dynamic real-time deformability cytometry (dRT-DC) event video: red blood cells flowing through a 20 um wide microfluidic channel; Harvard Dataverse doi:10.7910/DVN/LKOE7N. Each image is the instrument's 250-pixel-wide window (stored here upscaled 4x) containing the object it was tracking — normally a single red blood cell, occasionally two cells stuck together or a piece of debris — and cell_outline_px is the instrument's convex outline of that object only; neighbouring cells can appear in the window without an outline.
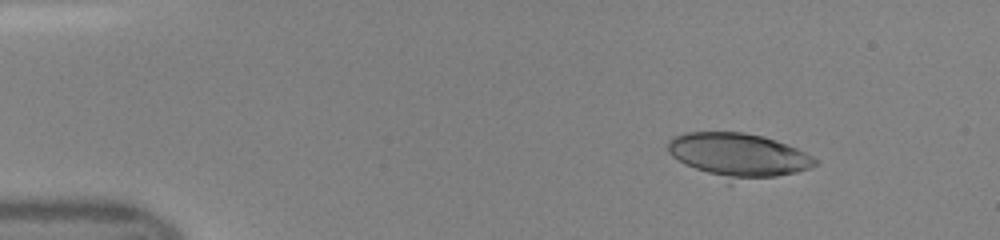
{"species": "human", "species_latin": "Homo sapiens", "temperature_condition": "room temperature", "stored_images_in_passage": 35, "camera_frame_rate_fps": 3000, "um_per_image_px": 0.085, "donor": {"sex": "female"}, "frame": {"image": 1, "passage_image": 1, "time_ms": 0.0, "image_size_px": [1000, 240], "cell_outline_px": [[820, 160], [816, 164], [808, 168], [796, 172], [776, 176], [728, 184], [684, 164], [672, 156], [668, 152], [668, 140], [684, 132], [744, 132], [764, 136], [776, 140], [796, 148]], "centroid_in_image_um": [62.72, 13.23], "position_along_channel_um": 22.3, "area_um2": 38.44}}
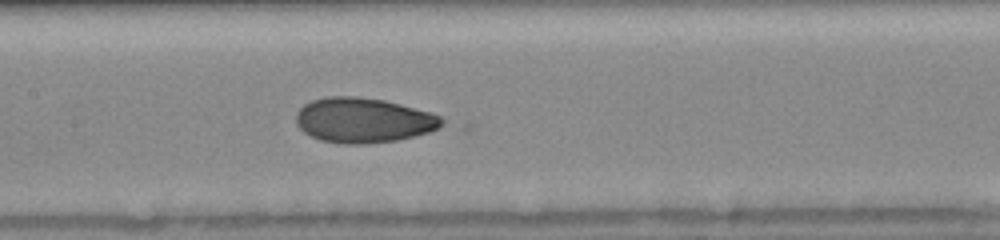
{"frame": {"image": 2, "passage_image": 18, "time_ms": 5.667, "image_size_px": [1000, 240], "cell_outline_px": [[448, 124], [440, 128], [416, 136], [400, 140], [364, 144], [344, 144], [320, 140], [304, 132], [296, 124], [296, 112], [304, 104], [312, 100], [328, 96], [356, 96], [384, 100], [432, 112], [440, 116]], "centroid_in_image_um": [30.93, 10.22], "position_along_channel_um": 176.5, "area_um2": 38.61}}
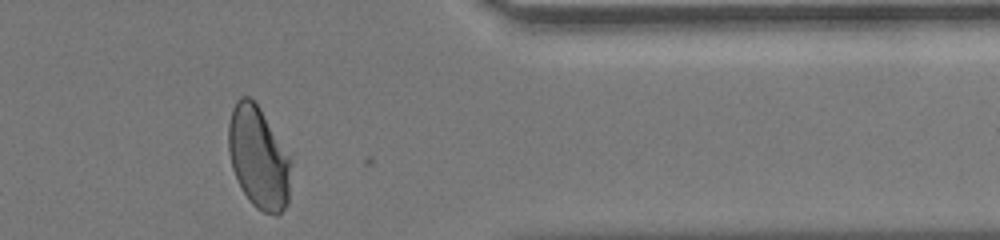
{"frame": {"image": 3, "passage_image": 34, "time_ms": 11.0, "image_size_px": [1000, 240], "cell_outline_px": [[288, 204], [276, 216], [264, 212], [256, 208], [248, 200], [232, 168], [228, 152], [228, 124], [232, 108], [236, 100], [240, 96], [248, 96], [260, 108], [288, 156]], "centroid_in_image_um": [21.91, 13.39], "position_along_channel_um": 389.5, "area_um2": 36.3}}